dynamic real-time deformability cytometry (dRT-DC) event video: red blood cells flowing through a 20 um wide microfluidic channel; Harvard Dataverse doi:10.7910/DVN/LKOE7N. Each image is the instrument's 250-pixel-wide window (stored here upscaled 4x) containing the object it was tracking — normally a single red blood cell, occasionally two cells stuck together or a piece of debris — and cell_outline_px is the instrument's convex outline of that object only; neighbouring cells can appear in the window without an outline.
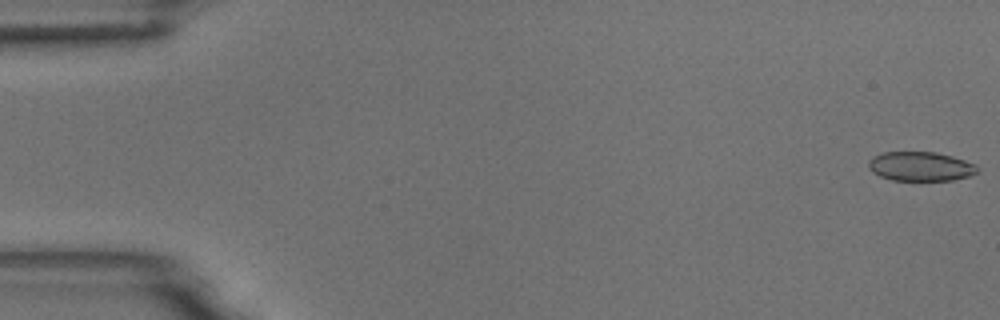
{"species": "common noctule bat (a hibernating species)", "species_latin": "Nyctalus noctula", "temperature_condition": "room temperature", "stored_images_in_passage": 54, "camera_frame_rate_fps": 3000, "um_per_image_px": 0.085, "animal": {"sex": "male", "body_mass_g": 18.8}, "frame": {"image": 1, "passage_image": 1, "time_ms": 0.0, "image_size_px": [1000, 320], "cell_outline_px": [[976, 172], [968, 176], [952, 180], [892, 180], [880, 176], [872, 172], [868, 168], [868, 160], [872, 156], [884, 152], [936, 152], [952, 156], [964, 160], [972, 164], [976, 168]], "centroid_in_image_um": [78.16, 14.13], "position_along_channel_um": 6.8, "area_um2": 18.38}}
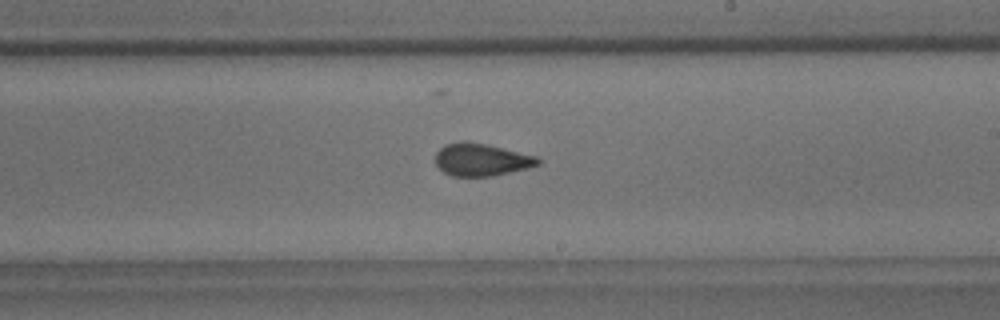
{"frame": {"image": 2, "passage_image": 32, "time_ms": 10.333, "image_size_px": [1000, 320], "cell_outline_px": [[540, 164], [528, 168], [492, 176], [452, 176], [444, 172], [436, 164], [436, 152], [444, 144], [460, 140], [464, 140], [484, 144], [536, 156], [540, 160]], "centroid_in_image_um": [40.88, 13.57], "position_along_channel_um": 248.1, "area_um2": 19.31}}
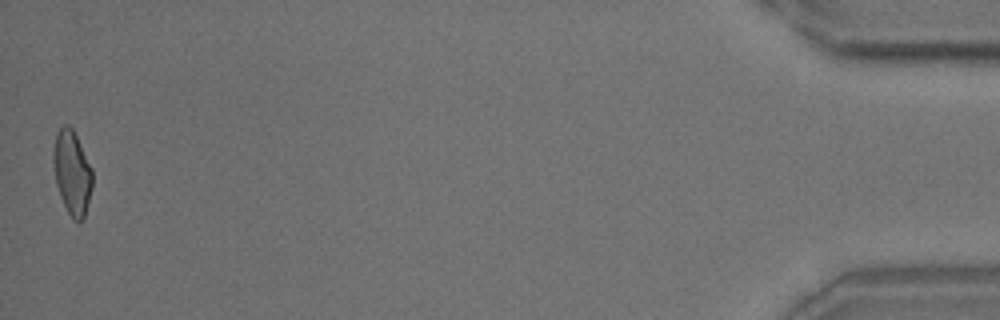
{"frame": {"image": 3, "passage_image": 54, "time_ms": 17.667, "image_size_px": [1000, 320], "cell_outline_px": [[92, 188], [84, 220], [80, 224], [72, 220], [60, 196], [56, 184], [52, 160], [52, 152], [56, 132], [64, 124], [68, 124], [72, 128], [92, 168]], "centroid_in_image_um": [6.12, 14.71], "position_along_channel_um": 429.1, "area_um2": 19.42}, "authors_computed_cell_mechanics": {"area_um2": 19.5075, "velocity_mm_per_s": 3.7463, "shape_relaxation_time_tau1_ms": 6.2798, "shape_relaxation_time_tau2_ms": 1.4279, "deformation_change_tau1": 0.1452, "deformation_change_tau2": 0.0621}}